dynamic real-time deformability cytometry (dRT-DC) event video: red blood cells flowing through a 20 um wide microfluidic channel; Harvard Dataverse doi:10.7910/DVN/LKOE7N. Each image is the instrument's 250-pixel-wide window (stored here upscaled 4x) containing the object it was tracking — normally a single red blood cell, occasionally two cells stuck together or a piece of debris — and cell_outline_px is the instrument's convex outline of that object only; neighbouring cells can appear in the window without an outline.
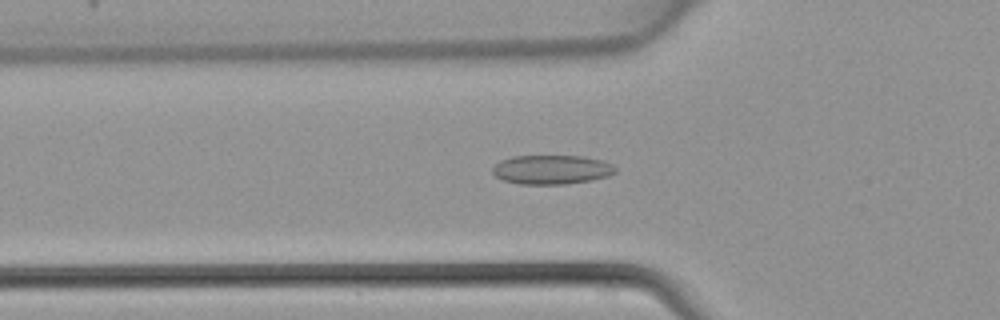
{"species": "common noctule bat (a hibernating species)", "species_latin": "Nyctalus noctula", "temperature_condition": "warm", "stored_images_in_passage": 44, "camera_frame_rate_fps": 3000, "um_per_image_px": 0.085, "animal": {"sex": "female", "body_mass_g": 22.7, "forearm_length_mm": 54.2}, "frame": {"image": 1, "passage_image": 15, "time_ms": 4.667, "image_size_px": [1000, 320], "cell_outline_px": [[616, 172], [608, 176], [592, 180], [564, 184], [520, 184], [504, 180], [496, 176], [492, 172], [492, 168], [500, 160], [512, 156], [584, 156], [604, 160], [612, 164], [616, 168]], "centroid_in_image_um": [46.91, 14.41], "position_along_channel_um": 78.9, "area_um2": 20.98}}
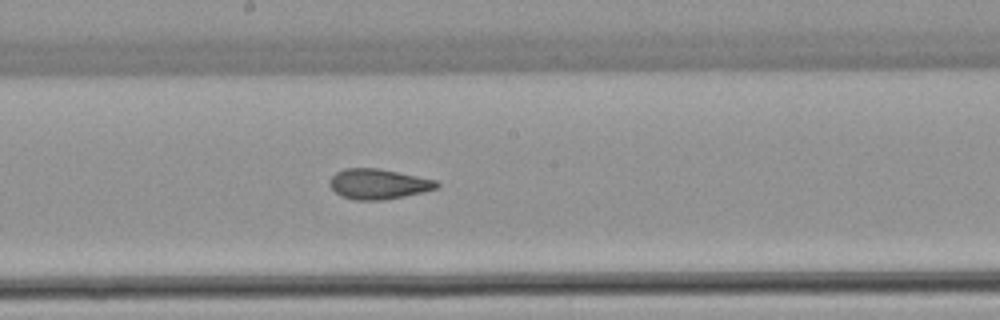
{"frame": {"image": 2, "passage_image": 24, "time_ms": 7.667, "image_size_px": [1000, 320], "cell_outline_px": [[440, 184], [436, 188], [404, 196], [384, 200], [352, 200], [340, 196], [328, 184], [332, 176], [336, 172], [344, 168], [376, 168], [436, 180]], "centroid_in_image_um": [32.1, 15.65], "position_along_channel_um": 216.1, "area_um2": 18.67}}
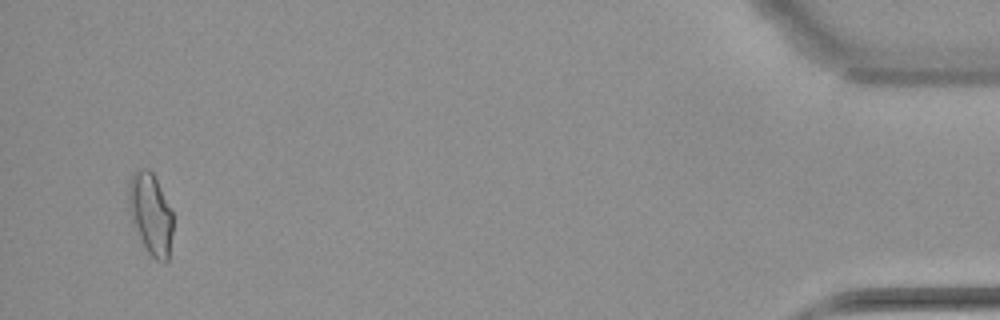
{"frame": {"image": 3, "passage_image": 43, "time_ms": 14.0, "image_size_px": [1000, 320], "cell_outline_px": [[172, 232], [168, 260], [164, 264], [156, 260], [144, 248], [132, 224], [128, 212], [128, 180], [140, 168], [148, 168], [152, 172], [172, 212]], "centroid_in_image_um": [12.77, 18.21], "position_along_channel_um": 422.4, "area_um2": 21.15}}